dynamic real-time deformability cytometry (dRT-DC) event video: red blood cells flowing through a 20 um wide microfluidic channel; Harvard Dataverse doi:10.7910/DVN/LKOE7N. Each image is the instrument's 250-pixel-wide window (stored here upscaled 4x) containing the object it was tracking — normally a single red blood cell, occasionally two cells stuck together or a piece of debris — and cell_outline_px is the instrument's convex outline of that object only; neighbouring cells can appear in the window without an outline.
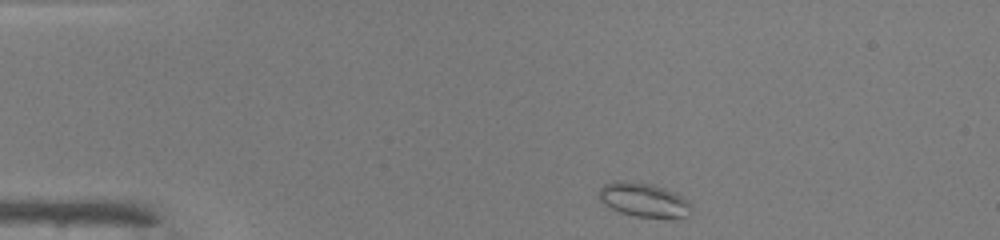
{"species": "common noctule bat (a hibernating species)", "species_latin": "Nyctalus noctula", "temperature_condition": "warm", "stored_images_in_passage": 42, "camera_frame_rate_fps": 3000, "um_per_image_px": 0.085, "animal": {"sex": "male", "body_mass_g": 19.0, "forearm_length_mm": 50.8}, "frame": {"image": 1, "passage_image": 1, "time_ms": 0.0, "image_size_px": [1000, 240], "cell_outline_px": [[688, 216], [636, 216], [620, 212], [604, 204], [600, 200], [600, 188], [604, 184], [620, 180], [652, 184], [676, 192], [688, 200]], "centroid_in_image_um": [54.67, 16.95], "position_along_channel_um": 30.3, "area_um2": 17.69}}
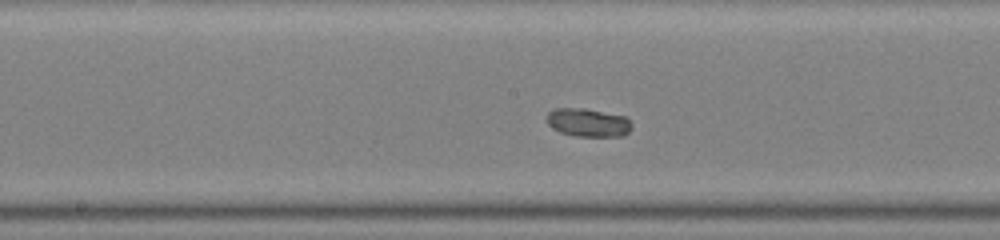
{"frame": {"image": 2, "passage_image": 18, "time_ms": 5.667, "image_size_px": [1000, 240], "cell_outline_px": [[632, 128], [624, 136], [576, 136], [560, 132], [552, 128], [548, 124], [548, 112], [556, 108], [584, 108], [628, 116], [632, 124]], "centroid_in_image_um": [50.04, 10.41], "position_along_channel_um": 198.2, "area_um2": 14.16}}
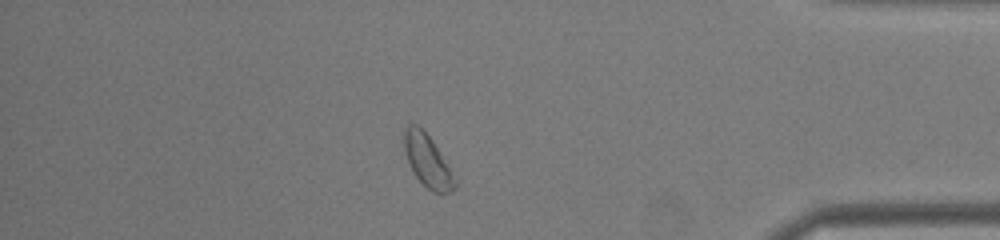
{"frame": {"image": 3, "passage_image": 35, "time_ms": 11.333, "image_size_px": [1000, 240], "cell_outline_px": [[456, 184], [452, 192], [432, 192], [416, 176], [408, 160], [404, 148], [404, 128], [408, 124], [416, 124], [432, 140], [448, 168]], "centroid_in_image_um": [36.29, 13.65], "position_along_channel_um": 398.9, "area_um2": 14.57}, "authors_computed_cell_mechanics": {"area_um2": 14.7101, "velocity_mm_per_s": 4.0618, "shape_relaxation_time_tau1_ms": 3.8215, "shape_relaxation_time_tau2_ms": null, "deformation_change_tau1": 0.0382, "deformation_change_tau2": null}}